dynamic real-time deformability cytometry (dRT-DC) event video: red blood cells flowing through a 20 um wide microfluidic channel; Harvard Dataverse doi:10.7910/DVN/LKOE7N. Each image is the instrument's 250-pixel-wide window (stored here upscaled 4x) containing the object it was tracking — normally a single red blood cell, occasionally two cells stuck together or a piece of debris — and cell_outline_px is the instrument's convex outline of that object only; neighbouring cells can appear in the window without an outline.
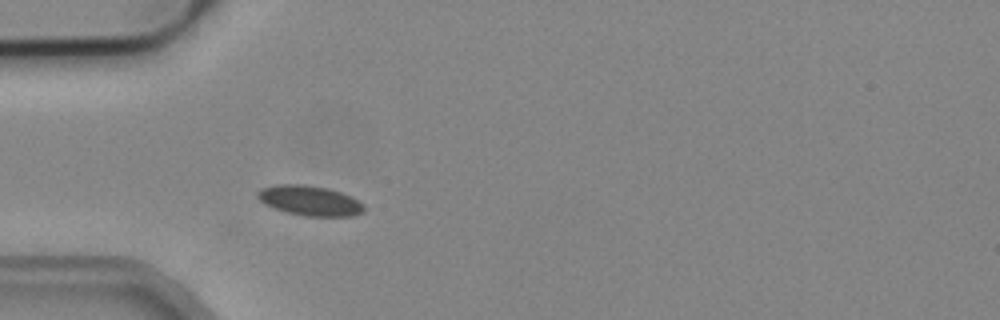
{"species": "common noctule bat (a hibernating species)", "species_latin": "Nyctalus noctula", "temperature_condition": "cold", "stored_images_in_passage": 2, "camera_frame_rate_fps": 3000, "um_per_image_px": 0.085, "animal": {"sex": "male", "body_mass_g": 19.2, "forearm_length_mm": 51.8}, "frame": {"image": 1, "passage_image": 2, "time_ms": 0.333, "image_size_px": [1000, 320], "cell_outline_px": [[364, 212], [352, 216], [304, 216], [288, 212], [264, 204], [256, 196], [256, 192], [260, 188], [276, 184], [300, 184], [328, 188], [352, 196], [364, 204]], "centroid_in_image_um": [26.33, 17.04], "position_along_channel_um": 58.7, "area_um2": 18.67}}